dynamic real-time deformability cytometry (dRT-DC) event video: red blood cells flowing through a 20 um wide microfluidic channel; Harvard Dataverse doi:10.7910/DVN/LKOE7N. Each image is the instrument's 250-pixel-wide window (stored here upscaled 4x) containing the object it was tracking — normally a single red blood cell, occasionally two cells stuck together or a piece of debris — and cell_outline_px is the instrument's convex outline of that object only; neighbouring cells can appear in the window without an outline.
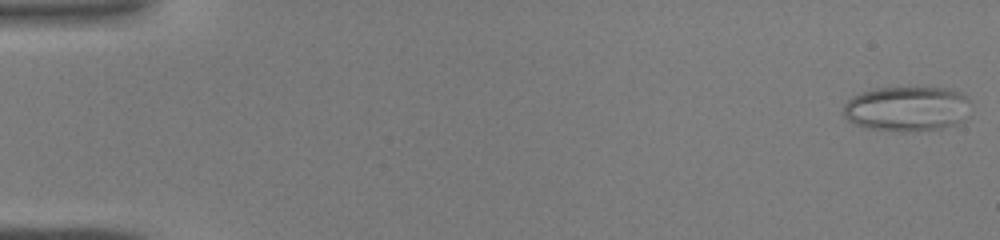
{"species": "common noctule bat (a hibernating species)", "species_latin": "Nyctalus noctula", "temperature_condition": "warm", "stored_images_in_passage": 44, "camera_frame_rate_fps": 3000, "um_per_image_px": 0.085, "animal": {"sex": "male", "body_mass_g": 19.0, "forearm_length_mm": 50.8}, "frame": {"image": 1, "passage_image": 1, "time_ms": 0.0, "image_size_px": [1000, 240], "cell_outline_px": [[968, 100], [964, 120], [956, 124], [940, 128], [864, 128], [848, 120], [844, 116], [844, 104], [852, 96], [860, 92], [876, 88], [952, 88], [964, 92], [968, 96]], "centroid_in_image_um": [77.09, 9.18], "position_along_channel_um": 7.9, "area_um2": 32.37}}
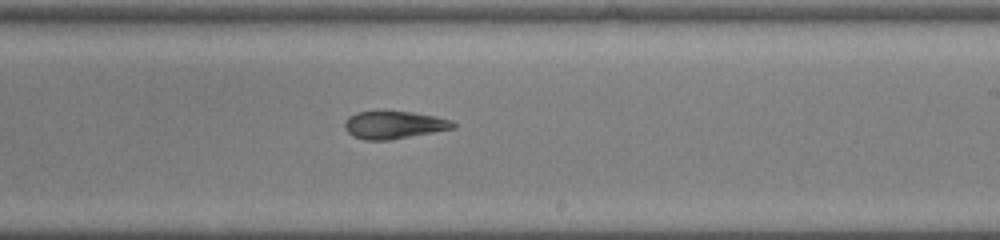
{"frame": {"image": 2, "passage_image": 27, "time_ms": 8.667, "image_size_px": [1000, 240], "cell_outline_px": [[456, 128], [388, 140], [364, 140], [352, 136], [344, 128], [344, 124], [348, 116], [356, 112], [380, 108], [412, 112], [436, 116], [452, 120], [456, 124]], "centroid_in_image_um": [33.45, 10.57], "position_along_channel_um": 255.6, "area_um2": 18.21}}
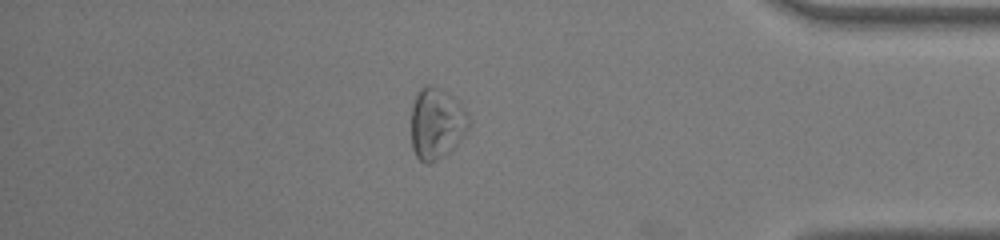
{"frame": {"image": 3, "passage_image": 38, "time_ms": 12.333, "image_size_px": [1000, 240], "cell_outline_px": [[472, 120], [468, 128], [456, 144], [448, 152], [428, 164], [420, 160], [416, 156], [412, 148], [412, 104], [420, 88], [424, 84], [432, 84], [448, 92], [468, 112]], "centroid_in_image_um": [37.12, 10.45], "position_along_channel_um": 398.1, "area_um2": 23.93}}